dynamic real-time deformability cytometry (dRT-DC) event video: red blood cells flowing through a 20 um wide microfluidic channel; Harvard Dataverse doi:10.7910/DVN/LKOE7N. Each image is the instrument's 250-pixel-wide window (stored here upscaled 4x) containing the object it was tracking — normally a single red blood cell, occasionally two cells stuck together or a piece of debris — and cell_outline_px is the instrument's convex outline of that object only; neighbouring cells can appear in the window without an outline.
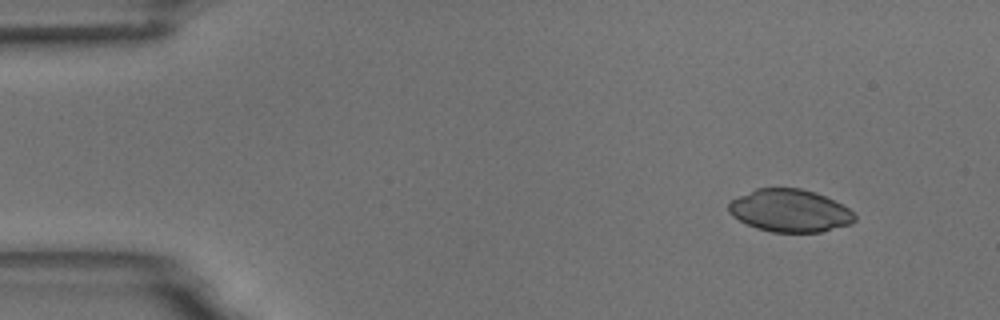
{"species": "common noctule bat (a hibernating species)", "species_latin": "Nyctalus noctula", "temperature_condition": "room temperature", "stored_images_in_passage": 4, "camera_frame_rate_fps": 3000, "um_per_image_px": 0.085, "animal": {"sex": "male", "body_mass_g": 18.8}, "frame": {"image": 1, "passage_image": 1, "time_ms": 0.0, "image_size_px": [1000, 320], "cell_outline_px": [[856, 220], [852, 224], [820, 232], [772, 232], [756, 228], [732, 216], [728, 212], [728, 204], [732, 200], [756, 188], [800, 188], [816, 192], [848, 208], [856, 216]], "centroid_in_image_um": [67.14, 17.91], "position_along_channel_um": 17.9, "area_um2": 31.15}}